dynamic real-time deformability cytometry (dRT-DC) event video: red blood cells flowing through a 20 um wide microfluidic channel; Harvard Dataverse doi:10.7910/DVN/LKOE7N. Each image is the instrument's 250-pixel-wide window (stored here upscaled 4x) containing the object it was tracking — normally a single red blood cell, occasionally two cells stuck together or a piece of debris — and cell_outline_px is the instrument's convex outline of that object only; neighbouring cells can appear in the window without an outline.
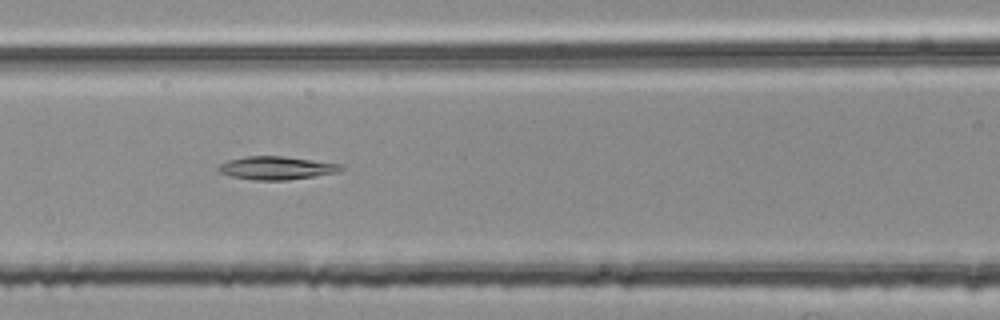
{"species": "common noctule bat (a hibernating species)", "species_latin": "Nyctalus noctula", "temperature_condition": "room temperature", "stored_images_in_passage": 55, "segment_of_instrument_passage": [2, 2], "camera_frame_rate_fps": 3000, "um_per_image_px": 0.085, "animal": {"sex": "female", "body_mass_g": 25.1}, "frame": {"image": 1, "passage_image": 24, "time_ms": 7.667, "image_size_px": [1000, 320], "cell_outline_px": [[344, 168], [340, 172], [288, 180], [256, 180], [232, 176], [220, 172], [216, 168], [220, 164], [228, 160], [244, 156], [284, 156], [344, 164]], "centroid_in_image_um": [23.55, 14.27], "position_along_channel_um": 143.1, "area_um2": 16.65}}
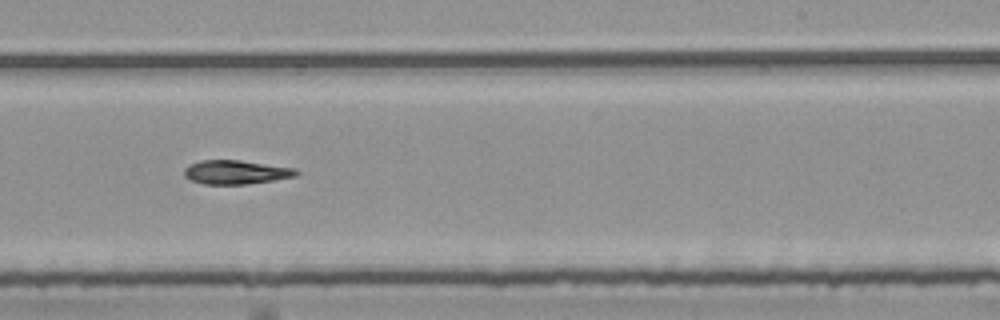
{"frame": {"image": 2, "passage_image": 34, "time_ms": 11.0, "image_size_px": [1000, 320], "cell_outline_px": [[300, 172], [296, 176], [272, 180], [244, 184], [204, 184], [192, 180], [184, 176], [184, 168], [188, 164], [200, 160], [240, 160], [296, 168]], "centroid_in_image_um": [20.04, 14.62], "position_along_channel_um": 269.0, "area_um2": 15.61}}
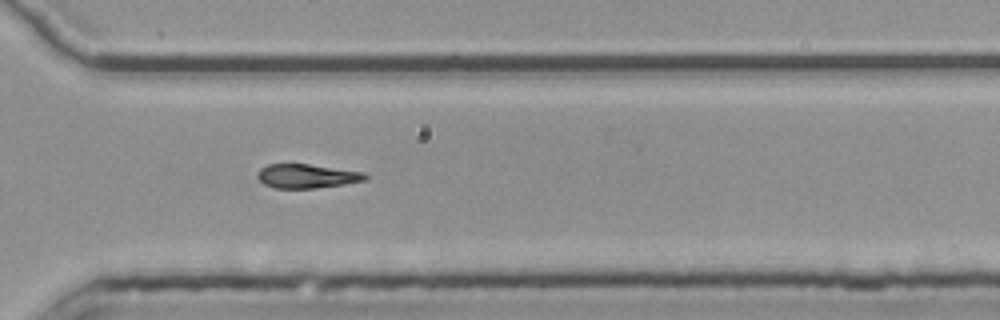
{"frame": {"image": 3, "passage_image": 40, "time_ms": 13.0, "image_size_px": [1000, 320], "cell_outline_px": [[368, 180], [344, 184], [316, 188], [276, 188], [264, 184], [256, 176], [256, 172], [260, 168], [268, 164], [308, 164], [364, 172], [368, 176]], "centroid_in_image_um": [26.08, 14.97], "position_along_channel_um": 344.5, "area_um2": 15.14}}